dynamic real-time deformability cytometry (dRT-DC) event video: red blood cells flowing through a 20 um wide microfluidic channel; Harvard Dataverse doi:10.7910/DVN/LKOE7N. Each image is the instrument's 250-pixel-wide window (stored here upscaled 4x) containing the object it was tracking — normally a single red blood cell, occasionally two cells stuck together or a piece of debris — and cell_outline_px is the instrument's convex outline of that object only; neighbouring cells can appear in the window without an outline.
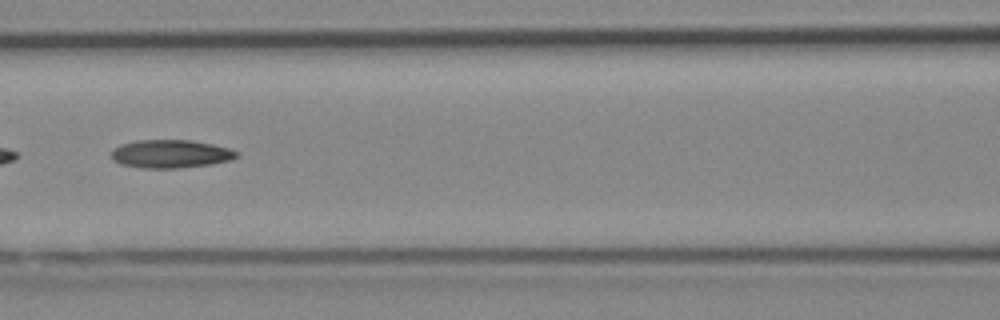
{"species": "Egyptian fruit bat (a non-hibernating species)", "species_latin": "Rousettus aegyptiacus", "temperature_condition": "cold", "stored_images_in_passage": 13, "camera_frame_rate_fps": 3000, "um_per_image_px": 0.085, "animal": {"sex": "female"}, "frame": {"image": 1, "passage_image": 8, "time_ms": 2.333, "image_size_px": [1000, 320], "cell_outline_px": [[240, 156], [232, 160], [212, 164], [176, 168], [144, 168], [120, 164], [112, 160], [112, 148], [120, 144], [136, 140], [192, 140], [212, 144], [228, 148], [240, 152]], "centroid_in_image_um": [14.52, 13.07], "position_along_channel_um": 152.1, "area_um2": 20.81}}
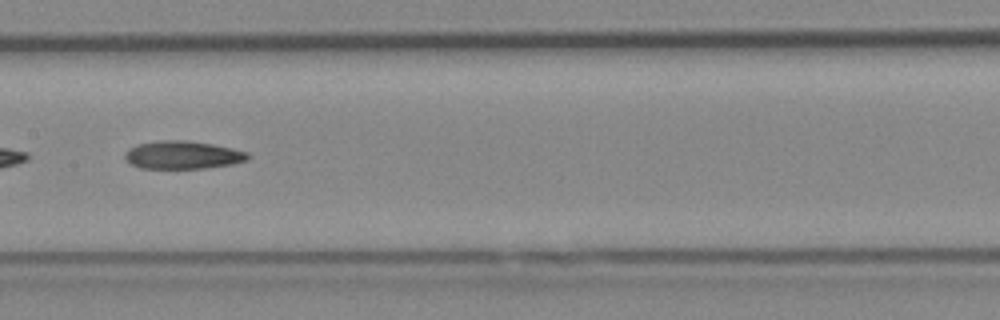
{"frame": {"image": 2, "passage_image": 11, "time_ms": 3.333, "image_size_px": [1000, 320], "cell_outline_px": [[252, 156], [248, 160], [232, 164], [204, 168], [140, 168], [124, 160], [124, 152], [140, 144], [160, 140], [188, 140], [212, 144], [232, 148], [248, 152]], "centroid_in_image_um": [15.56, 13.17], "position_along_channel_um": 191.8, "area_um2": 20.06}}